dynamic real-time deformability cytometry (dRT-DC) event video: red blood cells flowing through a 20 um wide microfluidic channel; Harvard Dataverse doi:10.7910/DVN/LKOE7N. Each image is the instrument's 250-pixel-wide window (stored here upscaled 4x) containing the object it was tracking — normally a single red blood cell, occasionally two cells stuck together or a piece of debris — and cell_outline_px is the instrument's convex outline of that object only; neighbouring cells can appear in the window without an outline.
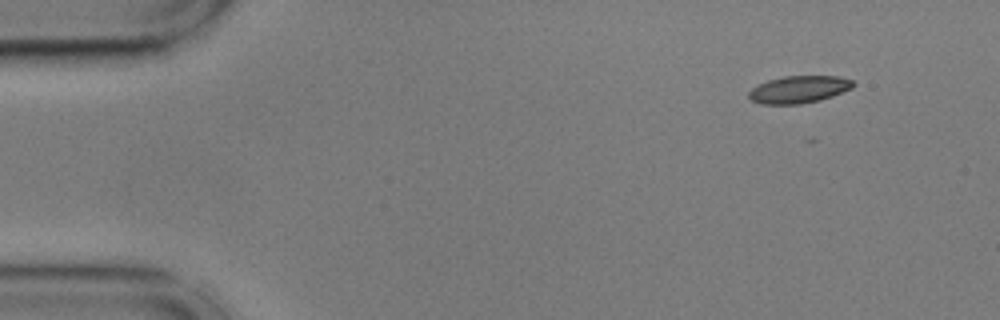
{"species": "common noctule bat (a hibernating species)", "species_latin": "Nyctalus noctula", "temperature_condition": "cold", "stored_images_in_passage": 51, "camera_frame_rate_fps": 3000, "um_per_image_px": 0.085, "animal": {"sex": "male", "body_mass_g": 17.9, "forearm_length_mm": 54.2}, "frame": {"image": 1, "passage_image": 1, "time_ms": 0.0, "image_size_px": [1000, 320], "cell_outline_px": [[856, 84], [852, 88], [832, 96], [820, 100], [800, 104], [760, 104], [752, 100], [748, 96], [748, 92], [756, 84], [768, 80], [784, 76], [840, 76], [852, 80]], "centroid_in_image_um": [67.89, 7.6], "position_along_channel_um": 17.1, "area_um2": 16.7}}
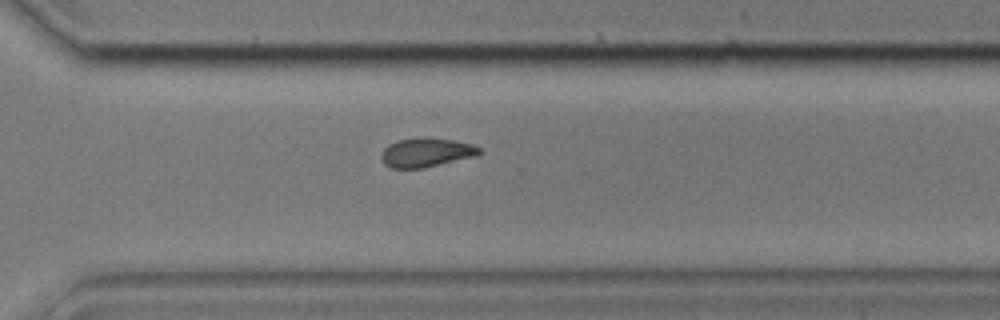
{"frame": {"image": 2, "passage_image": 35, "time_ms": 11.333, "image_size_px": [1000, 320], "cell_outline_px": [[484, 152], [476, 156], [424, 168], [392, 168], [384, 164], [380, 160], [380, 156], [384, 148], [388, 144], [396, 140], [452, 140], [472, 144], [480, 148]], "centroid_in_image_um": [36.22, 13.01], "position_along_channel_um": 334.4, "area_um2": 16.13}}
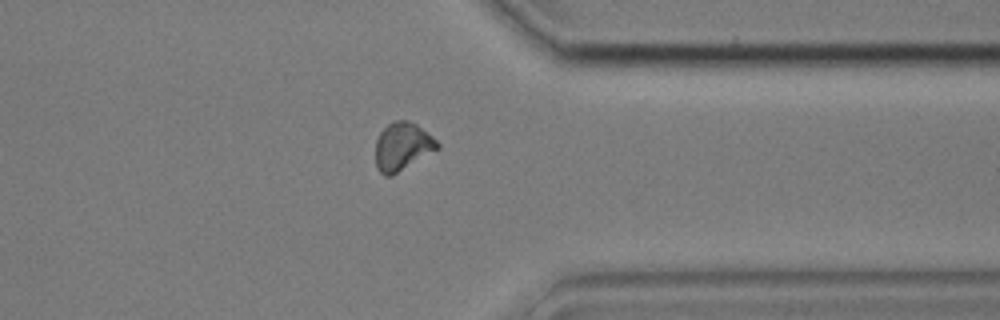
{"frame": {"image": 3, "passage_image": 39, "time_ms": 12.667, "image_size_px": [1000, 320], "cell_outline_px": [[440, 148], [392, 176], [384, 176], [376, 168], [376, 140], [380, 132], [392, 120], [408, 120], [416, 124], [432, 136], [440, 144]], "centroid_in_image_um": [34.2, 12.46], "position_along_channel_um": 377.2, "area_um2": 17.4}, "authors_computed_cell_mechanics": {"area_um2": 16.9932, "velocity_mm_per_s": 3.6173, "shape_relaxation_time_tau1_ms": 5.761, "shape_relaxation_time_tau2_ms": 4.2808, "deformation_change_tau1": 0.1206, "deformation_change_tau2": 0.0799}}